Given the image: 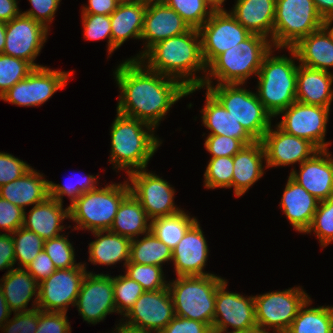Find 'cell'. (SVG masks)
I'll return each mask as SVG.
<instances>
[{
	"label": "cell",
	"instance_id": "obj_27",
	"mask_svg": "<svg viewBox=\"0 0 333 333\" xmlns=\"http://www.w3.org/2000/svg\"><path fill=\"white\" fill-rule=\"evenodd\" d=\"M230 14L250 33L269 38L273 46L276 0H237Z\"/></svg>",
	"mask_w": 333,
	"mask_h": 333
},
{
	"label": "cell",
	"instance_id": "obj_45",
	"mask_svg": "<svg viewBox=\"0 0 333 333\" xmlns=\"http://www.w3.org/2000/svg\"><path fill=\"white\" fill-rule=\"evenodd\" d=\"M233 157L210 158L204 172V186L207 189L231 188Z\"/></svg>",
	"mask_w": 333,
	"mask_h": 333
},
{
	"label": "cell",
	"instance_id": "obj_4",
	"mask_svg": "<svg viewBox=\"0 0 333 333\" xmlns=\"http://www.w3.org/2000/svg\"><path fill=\"white\" fill-rule=\"evenodd\" d=\"M273 49L271 40L251 33L244 41L218 55L208 66L203 85L245 84L256 76L264 57ZM215 78V79H214Z\"/></svg>",
	"mask_w": 333,
	"mask_h": 333
},
{
	"label": "cell",
	"instance_id": "obj_35",
	"mask_svg": "<svg viewBox=\"0 0 333 333\" xmlns=\"http://www.w3.org/2000/svg\"><path fill=\"white\" fill-rule=\"evenodd\" d=\"M151 219L130 193L120 204L110 231L130 240L150 232Z\"/></svg>",
	"mask_w": 333,
	"mask_h": 333
},
{
	"label": "cell",
	"instance_id": "obj_26",
	"mask_svg": "<svg viewBox=\"0 0 333 333\" xmlns=\"http://www.w3.org/2000/svg\"><path fill=\"white\" fill-rule=\"evenodd\" d=\"M333 74L299 64L296 101L330 108L333 101Z\"/></svg>",
	"mask_w": 333,
	"mask_h": 333
},
{
	"label": "cell",
	"instance_id": "obj_61",
	"mask_svg": "<svg viewBox=\"0 0 333 333\" xmlns=\"http://www.w3.org/2000/svg\"><path fill=\"white\" fill-rule=\"evenodd\" d=\"M11 313L12 311L9 309L0 287V330L5 322L10 318Z\"/></svg>",
	"mask_w": 333,
	"mask_h": 333
},
{
	"label": "cell",
	"instance_id": "obj_25",
	"mask_svg": "<svg viewBox=\"0 0 333 333\" xmlns=\"http://www.w3.org/2000/svg\"><path fill=\"white\" fill-rule=\"evenodd\" d=\"M265 150L261 141L244 146L233 156L232 187L236 197H241L264 174ZM264 165V166H263Z\"/></svg>",
	"mask_w": 333,
	"mask_h": 333
},
{
	"label": "cell",
	"instance_id": "obj_43",
	"mask_svg": "<svg viewBox=\"0 0 333 333\" xmlns=\"http://www.w3.org/2000/svg\"><path fill=\"white\" fill-rule=\"evenodd\" d=\"M112 280L115 307L117 313L124 317L145 291L138 282L126 275L113 276Z\"/></svg>",
	"mask_w": 333,
	"mask_h": 333
},
{
	"label": "cell",
	"instance_id": "obj_58",
	"mask_svg": "<svg viewBox=\"0 0 333 333\" xmlns=\"http://www.w3.org/2000/svg\"><path fill=\"white\" fill-rule=\"evenodd\" d=\"M120 3L117 0H88L82 7V14L111 15Z\"/></svg>",
	"mask_w": 333,
	"mask_h": 333
},
{
	"label": "cell",
	"instance_id": "obj_9",
	"mask_svg": "<svg viewBox=\"0 0 333 333\" xmlns=\"http://www.w3.org/2000/svg\"><path fill=\"white\" fill-rule=\"evenodd\" d=\"M313 0H276L273 48L288 49L323 26Z\"/></svg>",
	"mask_w": 333,
	"mask_h": 333
},
{
	"label": "cell",
	"instance_id": "obj_11",
	"mask_svg": "<svg viewBox=\"0 0 333 333\" xmlns=\"http://www.w3.org/2000/svg\"><path fill=\"white\" fill-rule=\"evenodd\" d=\"M71 72L35 68L24 80L9 88L0 99L14 105L36 107L44 104L57 90L66 86Z\"/></svg>",
	"mask_w": 333,
	"mask_h": 333
},
{
	"label": "cell",
	"instance_id": "obj_56",
	"mask_svg": "<svg viewBox=\"0 0 333 333\" xmlns=\"http://www.w3.org/2000/svg\"><path fill=\"white\" fill-rule=\"evenodd\" d=\"M25 269L38 283H41L56 270V267L47 253L42 250Z\"/></svg>",
	"mask_w": 333,
	"mask_h": 333
},
{
	"label": "cell",
	"instance_id": "obj_33",
	"mask_svg": "<svg viewBox=\"0 0 333 333\" xmlns=\"http://www.w3.org/2000/svg\"><path fill=\"white\" fill-rule=\"evenodd\" d=\"M147 4L139 1L119 4L110 15L112 53L127 39L141 40Z\"/></svg>",
	"mask_w": 333,
	"mask_h": 333
},
{
	"label": "cell",
	"instance_id": "obj_16",
	"mask_svg": "<svg viewBox=\"0 0 333 333\" xmlns=\"http://www.w3.org/2000/svg\"><path fill=\"white\" fill-rule=\"evenodd\" d=\"M75 306L83 320L94 325L103 321L108 314L117 313L111 275L87 272Z\"/></svg>",
	"mask_w": 333,
	"mask_h": 333
},
{
	"label": "cell",
	"instance_id": "obj_7",
	"mask_svg": "<svg viewBox=\"0 0 333 333\" xmlns=\"http://www.w3.org/2000/svg\"><path fill=\"white\" fill-rule=\"evenodd\" d=\"M215 274L206 276H177L169 281L175 315L208 324L214 321L216 290L224 281Z\"/></svg>",
	"mask_w": 333,
	"mask_h": 333
},
{
	"label": "cell",
	"instance_id": "obj_15",
	"mask_svg": "<svg viewBox=\"0 0 333 333\" xmlns=\"http://www.w3.org/2000/svg\"><path fill=\"white\" fill-rule=\"evenodd\" d=\"M86 273L85 263L69 269H56L39 283L37 308L42 311L67 313L69 305L76 304Z\"/></svg>",
	"mask_w": 333,
	"mask_h": 333
},
{
	"label": "cell",
	"instance_id": "obj_47",
	"mask_svg": "<svg viewBox=\"0 0 333 333\" xmlns=\"http://www.w3.org/2000/svg\"><path fill=\"white\" fill-rule=\"evenodd\" d=\"M97 176L86 175L85 177H80L77 179V183L69 181L66 184H56L52 181H49V197L56 199L60 203H63V197L68 196L70 203L72 204L77 198H79L83 193L95 190L98 185ZM71 177V176H70ZM73 178V176H72Z\"/></svg>",
	"mask_w": 333,
	"mask_h": 333
},
{
	"label": "cell",
	"instance_id": "obj_68",
	"mask_svg": "<svg viewBox=\"0 0 333 333\" xmlns=\"http://www.w3.org/2000/svg\"><path fill=\"white\" fill-rule=\"evenodd\" d=\"M120 4L122 3H130V2H135L137 0H117Z\"/></svg>",
	"mask_w": 333,
	"mask_h": 333
},
{
	"label": "cell",
	"instance_id": "obj_65",
	"mask_svg": "<svg viewBox=\"0 0 333 333\" xmlns=\"http://www.w3.org/2000/svg\"><path fill=\"white\" fill-rule=\"evenodd\" d=\"M226 0H206V2L211 6L214 11L225 10L223 3Z\"/></svg>",
	"mask_w": 333,
	"mask_h": 333
},
{
	"label": "cell",
	"instance_id": "obj_60",
	"mask_svg": "<svg viewBox=\"0 0 333 333\" xmlns=\"http://www.w3.org/2000/svg\"><path fill=\"white\" fill-rule=\"evenodd\" d=\"M318 13L323 19L333 18V0H313Z\"/></svg>",
	"mask_w": 333,
	"mask_h": 333
},
{
	"label": "cell",
	"instance_id": "obj_66",
	"mask_svg": "<svg viewBox=\"0 0 333 333\" xmlns=\"http://www.w3.org/2000/svg\"><path fill=\"white\" fill-rule=\"evenodd\" d=\"M333 18L324 19L323 27L327 30L333 41ZM332 26V27H331Z\"/></svg>",
	"mask_w": 333,
	"mask_h": 333
},
{
	"label": "cell",
	"instance_id": "obj_22",
	"mask_svg": "<svg viewBox=\"0 0 333 333\" xmlns=\"http://www.w3.org/2000/svg\"><path fill=\"white\" fill-rule=\"evenodd\" d=\"M208 245L198 220L187 230L175 248L172 262L177 276L212 275L204 270L208 260Z\"/></svg>",
	"mask_w": 333,
	"mask_h": 333
},
{
	"label": "cell",
	"instance_id": "obj_31",
	"mask_svg": "<svg viewBox=\"0 0 333 333\" xmlns=\"http://www.w3.org/2000/svg\"><path fill=\"white\" fill-rule=\"evenodd\" d=\"M201 110L202 123L211 131L208 135H223L239 139L245 146L256 142L207 89L206 102Z\"/></svg>",
	"mask_w": 333,
	"mask_h": 333
},
{
	"label": "cell",
	"instance_id": "obj_6",
	"mask_svg": "<svg viewBox=\"0 0 333 333\" xmlns=\"http://www.w3.org/2000/svg\"><path fill=\"white\" fill-rule=\"evenodd\" d=\"M131 193L128 181L111 183L83 193L69 205L70 220L77 223L74 230L106 231L113 225L121 202Z\"/></svg>",
	"mask_w": 333,
	"mask_h": 333
},
{
	"label": "cell",
	"instance_id": "obj_1",
	"mask_svg": "<svg viewBox=\"0 0 333 333\" xmlns=\"http://www.w3.org/2000/svg\"><path fill=\"white\" fill-rule=\"evenodd\" d=\"M113 73L120 89L117 112L155 129L172 105L187 96L188 89L180 81L149 70L140 60L129 58Z\"/></svg>",
	"mask_w": 333,
	"mask_h": 333
},
{
	"label": "cell",
	"instance_id": "obj_34",
	"mask_svg": "<svg viewBox=\"0 0 333 333\" xmlns=\"http://www.w3.org/2000/svg\"><path fill=\"white\" fill-rule=\"evenodd\" d=\"M96 240L89 245V262L93 265H114L124 261L123 266L130 261L131 240L110 230L91 232ZM106 233V234H104Z\"/></svg>",
	"mask_w": 333,
	"mask_h": 333
},
{
	"label": "cell",
	"instance_id": "obj_62",
	"mask_svg": "<svg viewBox=\"0 0 333 333\" xmlns=\"http://www.w3.org/2000/svg\"><path fill=\"white\" fill-rule=\"evenodd\" d=\"M116 329L112 333H152V331H147L145 329L136 328L128 324L120 322ZM156 333V332H154Z\"/></svg>",
	"mask_w": 333,
	"mask_h": 333
},
{
	"label": "cell",
	"instance_id": "obj_40",
	"mask_svg": "<svg viewBox=\"0 0 333 333\" xmlns=\"http://www.w3.org/2000/svg\"><path fill=\"white\" fill-rule=\"evenodd\" d=\"M165 3L195 29H199L214 12L206 0H166Z\"/></svg>",
	"mask_w": 333,
	"mask_h": 333
},
{
	"label": "cell",
	"instance_id": "obj_59",
	"mask_svg": "<svg viewBox=\"0 0 333 333\" xmlns=\"http://www.w3.org/2000/svg\"><path fill=\"white\" fill-rule=\"evenodd\" d=\"M17 4V0H0V21L9 22L18 17L22 11Z\"/></svg>",
	"mask_w": 333,
	"mask_h": 333
},
{
	"label": "cell",
	"instance_id": "obj_63",
	"mask_svg": "<svg viewBox=\"0 0 333 333\" xmlns=\"http://www.w3.org/2000/svg\"><path fill=\"white\" fill-rule=\"evenodd\" d=\"M6 22L0 21V54L4 51L6 40Z\"/></svg>",
	"mask_w": 333,
	"mask_h": 333
},
{
	"label": "cell",
	"instance_id": "obj_3",
	"mask_svg": "<svg viewBox=\"0 0 333 333\" xmlns=\"http://www.w3.org/2000/svg\"><path fill=\"white\" fill-rule=\"evenodd\" d=\"M155 128L136 118L117 112L111 126V151L109 162L114 169L126 170L127 175L147 169L150 158L162 144L154 134Z\"/></svg>",
	"mask_w": 333,
	"mask_h": 333
},
{
	"label": "cell",
	"instance_id": "obj_10",
	"mask_svg": "<svg viewBox=\"0 0 333 333\" xmlns=\"http://www.w3.org/2000/svg\"><path fill=\"white\" fill-rule=\"evenodd\" d=\"M310 296L299 286L254 296L256 324L265 332L286 333Z\"/></svg>",
	"mask_w": 333,
	"mask_h": 333
},
{
	"label": "cell",
	"instance_id": "obj_18",
	"mask_svg": "<svg viewBox=\"0 0 333 333\" xmlns=\"http://www.w3.org/2000/svg\"><path fill=\"white\" fill-rule=\"evenodd\" d=\"M169 288L145 291L122 318L130 326L160 333L175 317Z\"/></svg>",
	"mask_w": 333,
	"mask_h": 333
},
{
	"label": "cell",
	"instance_id": "obj_53",
	"mask_svg": "<svg viewBox=\"0 0 333 333\" xmlns=\"http://www.w3.org/2000/svg\"><path fill=\"white\" fill-rule=\"evenodd\" d=\"M24 211L21 207L0 197V229L6 233H13L23 227Z\"/></svg>",
	"mask_w": 333,
	"mask_h": 333
},
{
	"label": "cell",
	"instance_id": "obj_39",
	"mask_svg": "<svg viewBox=\"0 0 333 333\" xmlns=\"http://www.w3.org/2000/svg\"><path fill=\"white\" fill-rule=\"evenodd\" d=\"M11 235L14 240L15 264L18 262L19 266L16 268H26L43 250L45 240L24 227H20Z\"/></svg>",
	"mask_w": 333,
	"mask_h": 333
},
{
	"label": "cell",
	"instance_id": "obj_30",
	"mask_svg": "<svg viewBox=\"0 0 333 333\" xmlns=\"http://www.w3.org/2000/svg\"><path fill=\"white\" fill-rule=\"evenodd\" d=\"M49 181L34 168L21 178L0 187V197L26 210L49 197Z\"/></svg>",
	"mask_w": 333,
	"mask_h": 333
},
{
	"label": "cell",
	"instance_id": "obj_2",
	"mask_svg": "<svg viewBox=\"0 0 333 333\" xmlns=\"http://www.w3.org/2000/svg\"><path fill=\"white\" fill-rule=\"evenodd\" d=\"M139 60L149 70L174 78L187 89L201 88L206 76H196V72L207 73L200 34L195 28L156 43Z\"/></svg>",
	"mask_w": 333,
	"mask_h": 333
},
{
	"label": "cell",
	"instance_id": "obj_37",
	"mask_svg": "<svg viewBox=\"0 0 333 333\" xmlns=\"http://www.w3.org/2000/svg\"><path fill=\"white\" fill-rule=\"evenodd\" d=\"M172 261V249L161 242L151 231L131 240L130 262L138 264L156 265Z\"/></svg>",
	"mask_w": 333,
	"mask_h": 333
},
{
	"label": "cell",
	"instance_id": "obj_38",
	"mask_svg": "<svg viewBox=\"0 0 333 333\" xmlns=\"http://www.w3.org/2000/svg\"><path fill=\"white\" fill-rule=\"evenodd\" d=\"M197 221L190 217L184 210L165 217H158L151 220L150 231L169 248L177 246L187 230Z\"/></svg>",
	"mask_w": 333,
	"mask_h": 333
},
{
	"label": "cell",
	"instance_id": "obj_36",
	"mask_svg": "<svg viewBox=\"0 0 333 333\" xmlns=\"http://www.w3.org/2000/svg\"><path fill=\"white\" fill-rule=\"evenodd\" d=\"M311 298L298 310L286 333H332L333 306L310 307ZM310 307V308H308Z\"/></svg>",
	"mask_w": 333,
	"mask_h": 333
},
{
	"label": "cell",
	"instance_id": "obj_49",
	"mask_svg": "<svg viewBox=\"0 0 333 333\" xmlns=\"http://www.w3.org/2000/svg\"><path fill=\"white\" fill-rule=\"evenodd\" d=\"M204 145L211 158L233 157L245 146L239 139L223 135H208Z\"/></svg>",
	"mask_w": 333,
	"mask_h": 333
},
{
	"label": "cell",
	"instance_id": "obj_50",
	"mask_svg": "<svg viewBox=\"0 0 333 333\" xmlns=\"http://www.w3.org/2000/svg\"><path fill=\"white\" fill-rule=\"evenodd\" d=\"M39 308L29 311L14 312V317L8 319L2 326L4 333H35L38 326Z\"/></svg>",
	"mask_w": 333,
	"mask_h": 333
},
{
	"label": "cell",
	"instance_id": "obj_21",
	"mask_svg": "<svg viewBox=\"0 0 333 333\" xmlns=\"http://www.w3.org/2000/svg\"><path fill=\"white\" fill-rule=\"evenodd\" d=\"M190 26L166 3L148 4L141 39L144 50L131 59L139 60L153 45L167 38L186 33Z\"/></svg>",
	"mask_w": 333,
	"mask_h": 333
},
{
	"label": "cell",
	"instance_id": "obj_24",
	"mask_svg": "<svg viewBox=\"0 0 333 333\" xmlns=\"http://www.w3.org/2000/svg\"><path fill=\"white\" fill-rule=\"evenodd\" d=\"M281 198L280 208L290 224L296 231L305 234L311 225L320 201L290 176H288Z\"/></svg>",
	"mask_w": 333,
	"mask_h": 333
},
{
	"label": "cell",
	"instance_id": "obj_42",
	"mask_svg": "<svg viewBox=\"0 0 333 333\" xmlns=\"http://www.w3.org/2000/svg\"><path fill=\"white\" fill-rule=\"evenodd\" d=\"M34 69L26 60L0 54V97L14 84L24 80Z\"/></svg>",
	"mask_w": 333,
	"mask_h": 333
},
{
	"label": "cell",
	"instance_id": "obj_41",
	"mask_svg": "<svg viewBox=\"0 0 333 333\" xmlns=\"http://www.w3.org/2000/svg\"><path fill=\"white\" fill-rule=\"evenodd\" d=\"M124 267L126 268L125 275L138 282L144 291H157L168 287V281L165 280L163 274V267L130 261Z\"/></svg>",
	"mask_w": 333,
	"mask_h": 333
},
{
	"label": "cell",
	"instance_id": "obj_32",
	"mask_svg": "<svg viewBox=\"0 0 333 333\" xmlns=\"http://www.w3.org/2000/svg\"><path fill=\"white\" fill-rule=\"evenodd\" d=\"M291 49L303 66L327 72L333 67V41L323 26L301 38Z\"/></svg>",
	"mask_w": 333,
	"mask_h": 333
},
{
	"label": "cell",
	"instance_id": "obj_52",
	"mask_svg": "<svg viewBox=\"0 0 333 333\" xmlns=\"http://www.w3.org/2000/svg\"><path fill=\"white\" fill-rule=\"evenodd\" d=\"M67 313L40 311L35 333H71Z\"/></svg>",
	"mask_w": 333,
	"mask_h": 333
},
{
	"label": "cell",
	"instance_id": "obj_44",
	"mask_svg": "<svg viewBox=\"0 0 333 333\" xmlns=\"http://www.w3.org/2000/svg\"><path fill=\"white\" fill-rule=\"evenodd\" d=\"M314 232L322 248L333 242V196L319 202L307 233Z\"/></svg>",
	"mask_w": 333,
	"mask_h": 333
},
{
	"label": "cell",
	"instance_id": "obj_64",
	"mask_svg": "<svg viewBox=\"0 0 333 333\" xmlns=\"http://www.w3.org/2000/svg\"><path fill=\"white\" fill-rule=\"evenodd\" d=\"M212 333H265L258 325L247 328V329H242L239 331L235 332H212Z\"/></svg>",
	"mask_w": 333,
	"mask_h": 333
},
{
	"label": "cell",
	"instance_id": "obj_67",
	"mask_svg": "<svg viewBox=\"0 0 333 333\" xmlns=\"http://www.w3.org/2000/svg\"><path fill=\"white\" fill-rule=\"evenodd\" d=\"M137 1L148 5L153 3H165L166 0H137Z\"/></svg>",
	"mask_w": 333,
	"mask_h": 333
},
{
	"label": "cell",
	"instance_id": "obj_17",
	"mask_svg": "<svg viewBox=\"0 0 333 333\" xmlns=\"http://www.w3.org/2000/svg\"><path fill=\"white\" fill-rule=\"evenodd\" d=\"M43 24L31 17L20 14L6 22V40L3 54L20 58L29 62L34 68L43 67L35 63L48 37Z\"/></svg>",
	"mask_w": 333,
	"mask_h": 333
},
{
	"label": "cell",
	"instance_id": "obj_14",
	"mask_svg": "<svg viewBox=\"0 0 333 333\" xmlns=\"http://www.w3.org/2000/svg\"><path fill=\"white\" fill-rule=\"evenodd\" d=\"M198 31L206 66L218 55L237 46L251 34L227 10L214 11Z\"/></svg>",
	"mask_w": 333,
	"mask_h": 333
},
{
	"label": "cell",
	"instance_id": "obj_57",
	"mask_svg": "<svg viewBox=\"0 0 333 333\" xmlns=\"http://www.w3.org/2000/svg\"><path fill=\"white\" fill-rule=\"evenodd\" d=\"M15 267L14 240L11 233H0V270Z\"/></svg>",
	"mask_w": 333,
	"mask_h": 333
},
{
	"label": "cell",
	"instance_id": "obj_29",
	"mask_svg": "<svg viewBox=\"0 0 333 333\" xmlns=\"http://www.w3.org/2000/svg\"><path fill=\"white\" fill-rule=\"evenodd\" d=\"M0 281V287L11 311L22 312L37 308L39 283L25 268L7 271ZM33 296V308L30 309L27 305Z\"/></svg>",
	"mask_w": 333,
	"mask_h": 333
},
{
	"label": "cell",
	"instance_id": "obj_19",
	"mask_svg": "<svg viewBox=\"0 0 333 333\" xmlns=\"http://www.w3.org/2000/svg\"><path fill=\"white\" fill-rule=\"evenodd\" d=\"M227 280L216 290V304L212 332H232L256 326L254 296L244 297L239 293L226 291Z\"/></svg>",
	"mask_w": 333,
	"mask_h": 333
},
{
	"label": "cell",
	"instance_id": "obj_13",
	"mask_svg": "<svg viewBox=\"0 0 333 333\" xmlns=\"http://www.w3.org/2000/svg\"><path fill=\"white\" fill-rule=\"evenodd\" d=\"M329 112L330 108L295 101L277 115L283 117L276 125L287 134L310 141L319 150H327L330 142H325V135Z\"/></svg>",
	"mask_w": 333,
	"mask_h": 333
},
{
	"label": "cell",
	"instance_id": "obj_23",
	"mask_svg": "<svg viewBox=\"0 0 333 333\" xmlns=\"http://www.w3.org/2000/svg\"><path fill=\"white\" fill-rule=\"evenodd\" d=\"M328 150H319L289 175L319 201L333 196V157Z\"/></svg>",
	"mask_w": 333,
	"mask_h": 333
},
{
	"label": "cell",
	"instance_id": "obj_48",
	"mask_svg": "<svg viewBox=\"0 0 333 333\" xmlns=\"http://www.w3.org/2000/svg\"><path fill=\"white\" fill-rule=\"evenodd\" d=\"M85 40H103L107 38L108 55L112 54V33L109 15L82 14Z\"/></svg>",
	"mask_w": 333,
	"mask_h": 333
},
{
	"label": "cell",
	"instance_id": "obj_54",
	"mask_svg": "<svg viewBox=\"0 0 333 333\" xmlns=\"http://www.w3.org/2000/svg\"><path fill=\"white\" fill-rule=\"evenodd\" d=\"M31 3L32 9L21 12V14L31 17L35 21L43 24L47 29H50L49 24L54 21L55 13L61 0H28Z\"/></svg>",
	"mask_w": 333,
	"mask_h": 333
},
{
	"label": "cell",
	"instance_id": "obj_28",
	"mask_svg": "<svg viewBox=\"0 0 333 333\" xmlns=\"http://www.w3.org/2000/svg\"><path fill=\"white\" fill-rule=\"evenodd\" d=\"M28 212L24 211L23 227L29 231L35 232L45 241L61 236L64 225L61 223L64 219H69V206L63 209V203L56 199L48 197L45 201L32 206Z\"/></svg>",
	"mask_w": 333,
	"mask_h": 333
},
{
	"label": "cell",
	"instance_id": "obj_51",
	"mask_svg": "<svg viewBox=\"0 0 333 333\" xmlns=\"http://www.w3.org/2000/svg\"><path fill=\"white\" fill-rule=\"evenodd\" d=\"M32 166L12 154L0 152V187L21 178Z\"/></svg>",
	"mask_w": 333,
	"mask_h": 333
},
{
	"label": "cell",
	"instance_id": "obj_8",
	"mask_svg": "<svg viewBox=\"0 0 333 333\" xmlns=\"http://www.w3.org/2000/svg\"><path fill=\"white\" fill-rule=\"evenodd\" d=\"M240 86L243 84L203 85L201 88H189L187 96L206 87L256 141H261L271 127L272 115L256 93Z\"/></svg>",
	"mask_w": 333,
	"mask_h": 333
},
{
	"label": "cell",
	"instance_id": "obj_20",
	"mask_svg": "<svg viewBox=\"0 0 333 333\" xmlns=\"http://www.w3.org/2000/svg\"><path fill=\"white\" fill-rule=\"evenodd\" d=\"M265 150V165L269 167L301 164L312 158L319 149L310 141L290 135L277 125L270 127L261 140Z\"/></svg>",
	"mask_w": 333,
	"mask_h": 333
},
{
	"label": "cell",
	"instance_id": "obj_55",
	"mask_svg": "<svg viewBox=\"0 0 333 333\" xmlns=\"http://www.w3.org/2000/svg\"><path fill=\"white\" fill-rule=\"evenodd\" d=\"M160 333H212V328L197 320L175 316Z\"/></svg>",
	"mask_w": 333,
	"mask_h": 333
},
{
	"label": "cell",
	"instance_id": "obj_46",
	"mask_svg": "<svg viewBox=\"0 0 333 333\" xmlns=\"http://www.w3.org/2000/svg\"><path fill=\"white\" fill-rule=\"evenodd\" d=\"M43 250L51 258L56 269H69L81 264L75 263V249L65 234L46 240Z\"/></svg>",
	"mask_w": 333,
	"mask_h": 333
},
{
	"label": "cell",
	"instance_id": "obj_5",
	"mask_svg": "<svg viewBox=\"0 0 333 333\" xmlns=\"http://www.w3.org/2000/svg\"><path fill=\"white\" fill-rule=\"evenodd\" d=\"M288 51L291 54L289 58L286 55L275 56L271 50L264 57L256 75L258 76L256 94L273 118L296 101L299 65L295 64L296 53L291 48H288Z\"/></svg>",
	"mask_w": 333,
	"mask_h": 333
},
{
	"label": "cell",
	"instance_id": "obj_12",
	"mask_svg": "<svg viewBox=\"0 0 333 333\" xmlns=\"http://www.w3.org/2000/svg\"><path fill=\"white\" fill-rule=\"evenodd\" d=\"M127 176L131 193L151 220L172 216L182 211L175 205V189L167 180L155 173L147 172L146 169L132 171Z\"/></svg>",
	"mask_w": 333,
	"mask_h": 333
}]
</instances>
